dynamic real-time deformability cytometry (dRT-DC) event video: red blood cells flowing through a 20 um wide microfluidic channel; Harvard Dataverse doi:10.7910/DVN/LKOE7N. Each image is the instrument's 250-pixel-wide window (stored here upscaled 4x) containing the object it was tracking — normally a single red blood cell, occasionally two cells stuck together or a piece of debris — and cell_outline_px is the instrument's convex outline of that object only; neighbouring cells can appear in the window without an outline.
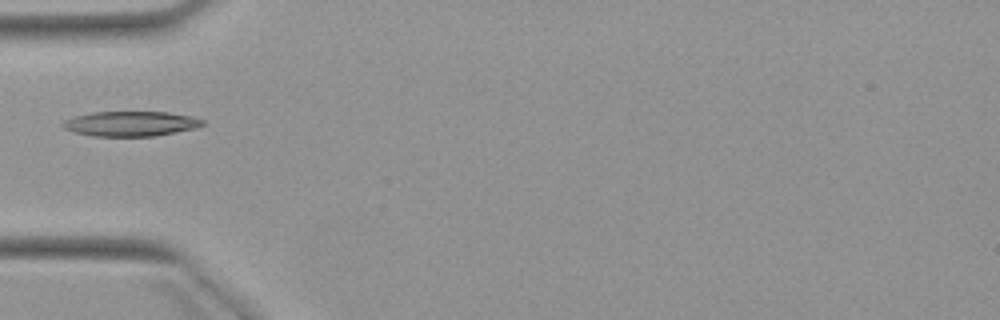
{"species": "Egyptian fruit bat (a non-hibernating species)", "species_latin": "Rousettus aegyptiacus", "temperature_condition": "warm", "stored_images_in_passage": 5, "camera_frame_rate_fps": 3000, "um_per_image_px": 0.085, "animal": {"sex": "female"}, "frame": {"image": 1, "passage_image": 5, "time_ms": 5.333, "image_size_px": [1000, 320], "cell_outline_px": [[204, 124], [196, 128], [156, 136], [92, 136], [76, 132], [64, 128], [60, 124], [64, 120], [76, 116], [92, 112], [168, 112], [192, 116], [204, 120]], "centroid_in_image_um": [11.13, 10.51], "position_along_channel_um": 73.9, "area_um2": 20.29}}